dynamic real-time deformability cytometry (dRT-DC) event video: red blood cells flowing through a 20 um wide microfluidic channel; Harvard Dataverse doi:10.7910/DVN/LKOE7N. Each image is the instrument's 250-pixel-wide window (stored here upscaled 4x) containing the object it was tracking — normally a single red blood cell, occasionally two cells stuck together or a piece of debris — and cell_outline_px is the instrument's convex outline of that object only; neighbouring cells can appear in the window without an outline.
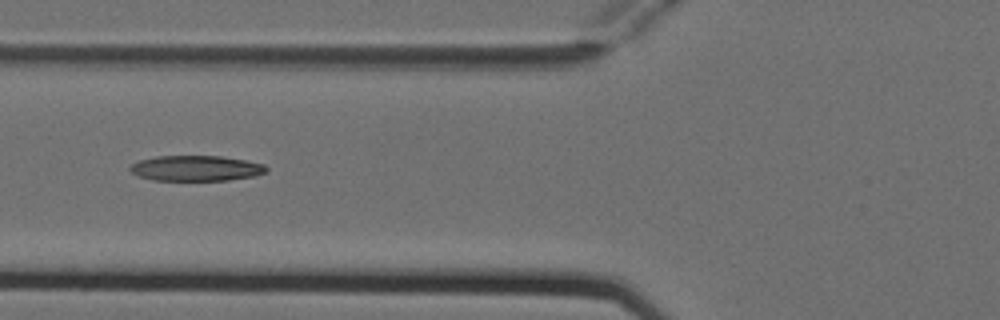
{"species": "Egyptian fruit bat (a non-hibernating species)", "species_latin": "Rousettus aegyptiacus", "temperature_condition": "cold", "stored_images_in_passage": 4, "camera_frame_rate_fps": 3000, "um_per_image_px": 0.085, "animal": {"sex": "female"}, "frame": {"image": 1, "passage_image": 4, "time_ms": 1.0, "image_size_px": [1000, 320], "cell_outline_px": [[268, 168], [264, 172], [256, 176], [228, 180], [152, 180], [140, 176], [132, 172], [128, 168], [132, 164], [140, 160], [156, 156], [220, 156], [244, 160], [264, 164]], "centroid_in_image_um": [16.66, 14.3], "position_along_channel_um": 109.1, "area_um2": 20.06}}